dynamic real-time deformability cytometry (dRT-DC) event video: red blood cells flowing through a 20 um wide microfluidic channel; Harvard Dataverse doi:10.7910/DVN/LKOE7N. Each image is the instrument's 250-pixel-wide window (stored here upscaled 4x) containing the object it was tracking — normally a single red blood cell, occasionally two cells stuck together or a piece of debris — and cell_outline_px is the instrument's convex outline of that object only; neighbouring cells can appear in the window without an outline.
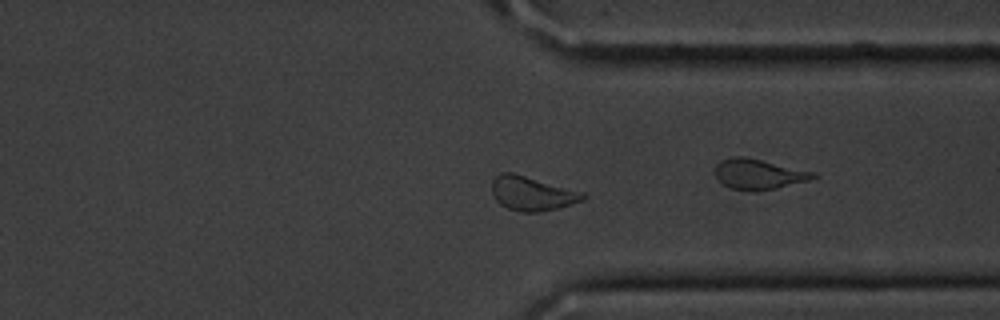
{"species": "common noctule bat (a hibernating species)", "species_latin": "Nyctalus noctula", "temperature_condition": "cold", "stored_images_in_passage": 42, "camera_frame_rate_fps": 3000, "um_per_image_px": 0.085, "animal": {"sex": "male", "body_mass_g": 20.1, "forearm_length_mm": 53.5}, "frame": {"image": 1, "passage_image": 28, "time_ms": 9.0, "image_size_px": [1000, 320], "cell_outline_px": [[588, 196], [584, 200], [560, 208], [540, 212], [524, 212], [508, 208], [500, 204], [496, 200], [492, 192], [492, 180], [500, 172], [512, 172], [584, 192]], "centroid_in_image_um": [45.25, 16.44], "position_along_channel_um": 366.2, "area_um2": 18.26}}
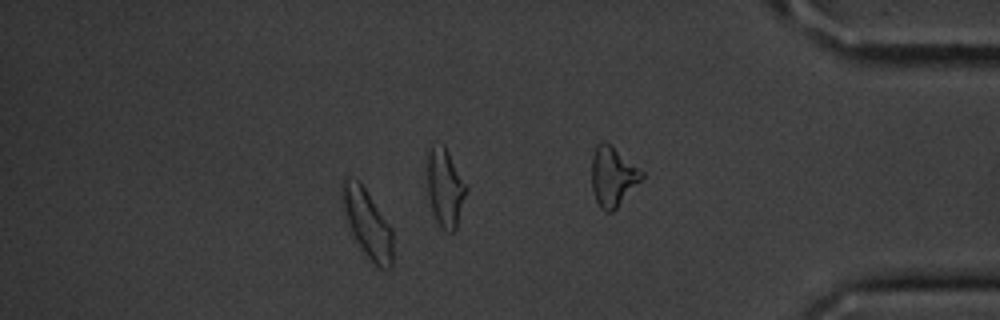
{"frame": {"image": 2, "passage_image": 35, "time_ms": 11.333, "image_size_px": [1000, 320], "cell_outline_px": [[392, 268], [380, 268], [364, 252], [348, 232], [340, 200], [340, 188], [344, 180], [360, 180], [392, 228]], "centroid_in_image_um": [31.17, 18.96], "position_along_channel_um": 404.0, "area_um2": 20.46}, "authors_computed_cell_mechanics": {"area_um2": 18.207, "velocity_mm_per_s": 3.5722, "shape_relaxation_time_tau1_ms": 2.131, "shape_relaxation_time_tau2_ms": 4.6513, "deformation_change_tau1": 0.0818, "deformation_change_tau2": 0.0924}}